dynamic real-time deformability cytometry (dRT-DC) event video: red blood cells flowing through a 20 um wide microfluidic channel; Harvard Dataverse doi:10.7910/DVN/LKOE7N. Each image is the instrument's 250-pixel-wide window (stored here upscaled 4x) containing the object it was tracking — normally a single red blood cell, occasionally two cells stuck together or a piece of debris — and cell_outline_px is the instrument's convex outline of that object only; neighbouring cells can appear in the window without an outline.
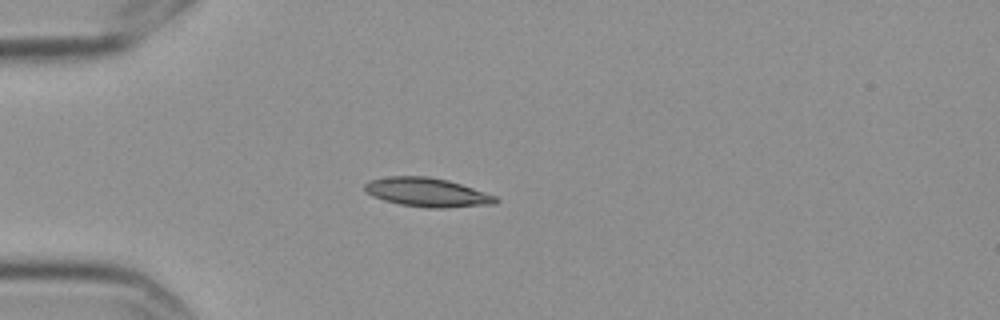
{"species": "Egyptian fruit bat (a non-hibernating species)", "species_latin": "Rousettus aegyptiacus", "temperature_condition": "cold", "stored_images_in_passage": 8, "camera_frame_rate_fps": 3000, "um_per_image_px": 0.085, "frame": {"image": 1, "passage_image": 4, "time_ms": 1.0, "image_size_px": [1000, 320], "cell_outline_px": [[500, 200], [496, 204], [444, 208], [432, 208], [400, 204], [384, 200], [372, 196], [364, 188], [364, 184], [368, 180], [392, 176], [428, 176], [448, 180], [496, 196]], "centroid_in_image_um": [36.32, 16.35], "position_along_channel_um": 48.7, "area_um2": 21.96}}
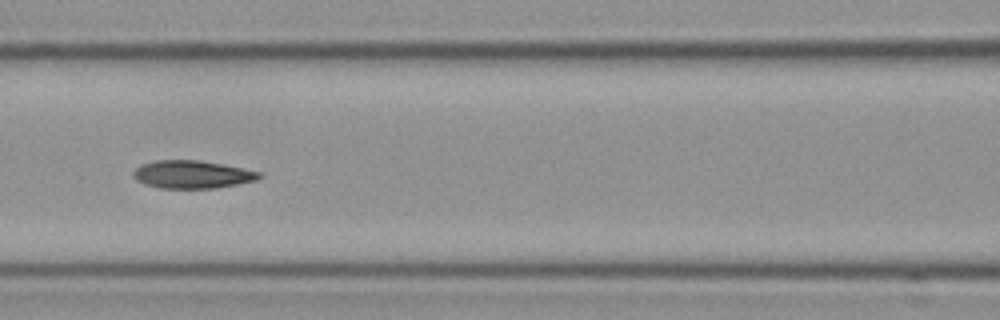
{"frame": {"image": 2, "passage_image": 7, "time_ms": 2.0, "image_size_px": [1000, 320], "cell_outline_px": [[264, 176], [256, 180], [240, 184], [216, 188], [160, 188], [144, 184], [136, 180], [132, 176], [132, 172], [140, 164], [156, 160], [196, 160], [220, 164], [260, 172]], "centroid_in_image_um": [16.3, 14.83], "position_along_channel_um": 150.3, "area_um2": 20.46}}
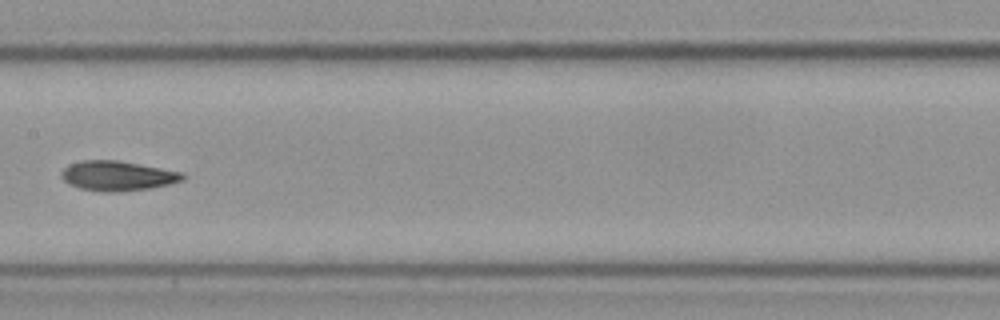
{"frame": {"image": 3, "passage_image": 8, "time_ms": 2.333, "image_size_px": [1000, 320], "cell_outline_px": [[184, 180], [168, 184], [148, 188], [120, 192], [108, 192], [80, 188], [68, 184], [60, 176], [60, 172], [64, 168], [80, 160], [116, 160], [184, 172]], "centroid_in_image_um": [9.98, 14.94], "position_along_channel_um": 197.4, "area_um2": 20.92}}